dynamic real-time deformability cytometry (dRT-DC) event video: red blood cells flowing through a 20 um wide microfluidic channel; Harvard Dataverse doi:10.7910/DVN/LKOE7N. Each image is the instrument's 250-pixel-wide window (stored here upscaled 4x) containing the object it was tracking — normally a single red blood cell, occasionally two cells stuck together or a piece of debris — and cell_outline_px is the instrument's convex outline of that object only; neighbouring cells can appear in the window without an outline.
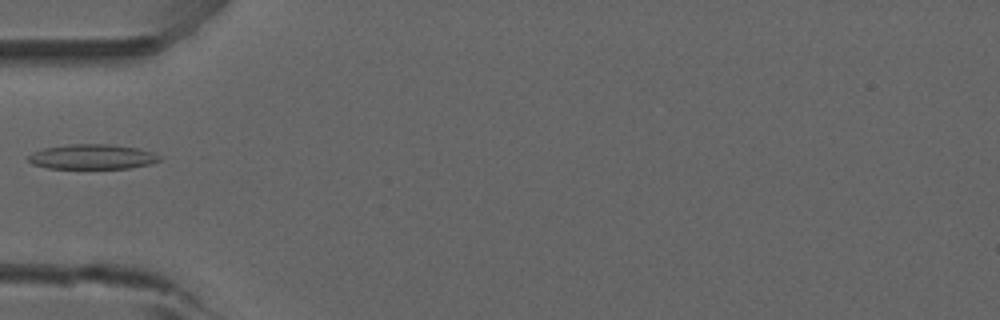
{"species": "common noctule bat (a hibernating species)", "species_latin": "Nyctalus noctula", "temperature_condition": "room temperature", "stored_images_in_passage": 36, "camera_frame_rate_fps": 3000, "um_per_image_px": 0.085, "animal": {"sex": "male", "forearm_length_mm": 52.5}, "frame": {"image": 1, "passage_image": 1, "time_ms": 0.0, "image_size_px": [1000, 320], "cell_outline_px": [[160, 160], [148, 164], [128, 168], [48, 168], [32, 164], [28, 160], [28, 156], [32, 152], [44, 148], [68, 144], [108, 144], [136, 148], [152, 152], [160, 156]], "centroid_in_image_um": [7.8, 13.32], "position_along_channel_um": 77.2, "area_um2": 18.84}}
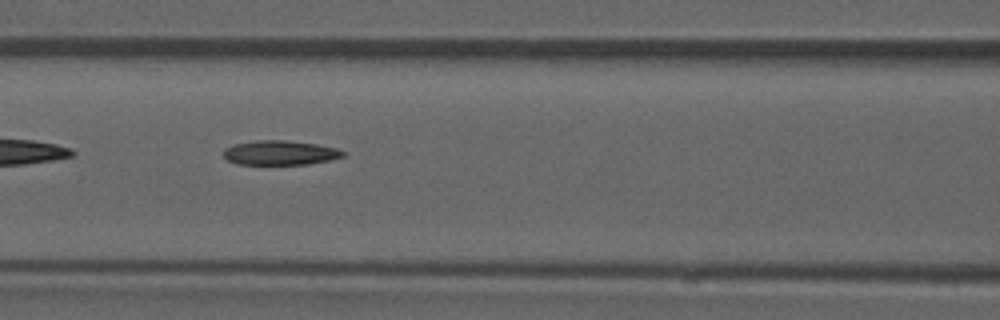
{"frame": {"image": 2, "passage_image": 6, "time_ms": 1.667, "image_size_px": [1000, 320], "cell_outline_px": [[348, 152], [344, 156], [328, 160], [308, 164], [236, 164], [228, 160], [224, 156], [224, 148], [232, 144], [256, 140], [284, 140], [316, 144], [336, 148]], "centroid_in_image_um": [23.8, 12.98], "position_along_channel_um": 142.8, "area_um2": 17.05}}